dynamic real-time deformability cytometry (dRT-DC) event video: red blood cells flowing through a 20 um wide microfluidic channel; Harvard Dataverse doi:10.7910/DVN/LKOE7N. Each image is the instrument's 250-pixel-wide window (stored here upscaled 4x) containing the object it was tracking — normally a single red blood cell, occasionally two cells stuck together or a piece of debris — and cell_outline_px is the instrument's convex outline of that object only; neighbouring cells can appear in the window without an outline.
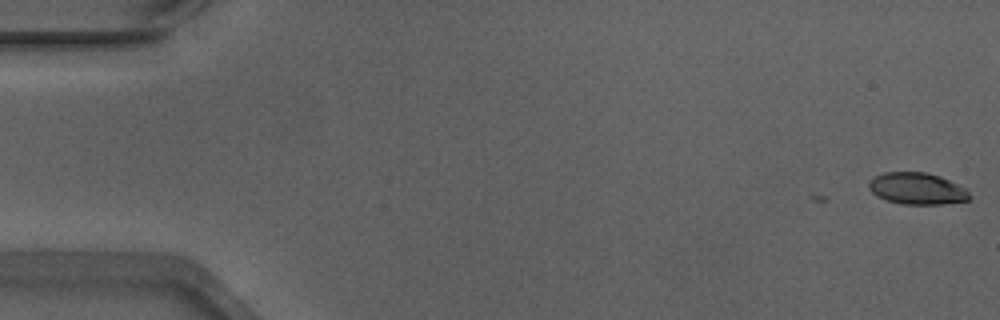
{"species": "Egyptian fruit bat (a non-hibernating species)", "species_latin": "Rousettus aegyptiacus", "temperature_condition": "warm", "stored_images_in_passage": 53, "camera_frame_rate_fps": 3000, "um_per_image_px": 0.085, "animal": {"sex": "male"}, "frame": {"image": 1, "passage_image": 1, "time_ms": 0.0, "image_size_px": [1000, 320], "cell_outline_px": [[968, 200], [936, 204], [912, 204], [888, 200], [880, 196], [872, 188], [872, 180], [888, 172], [920, 172], [936, 176], [952, 184], [964, 192], [968, 196]], "centroid_in_image_um": [77.92, 16.04], "position_along_channel_um": 7.1, "area_um2": 16.7}}
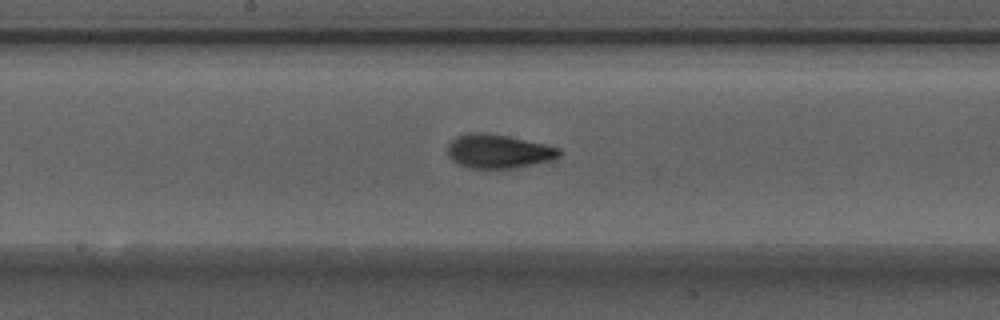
{"frame": {"image": 2, "passage_image": 28, "time_ms": 9.0, "image_size_px": [1000, 320], "cell_outline_px": [[560, 152], [556, 156], [540, 160], [520, 164], [496, 168], [464, 164], [456, 160], [452, 156], [452, 144], [456, 140], [464, 136], [500, 136], [556, 148]], "centroid_in_image_um": [42.39, 12.87], "position_along_channel_um": 205.8, "area_um2": 17.98}}
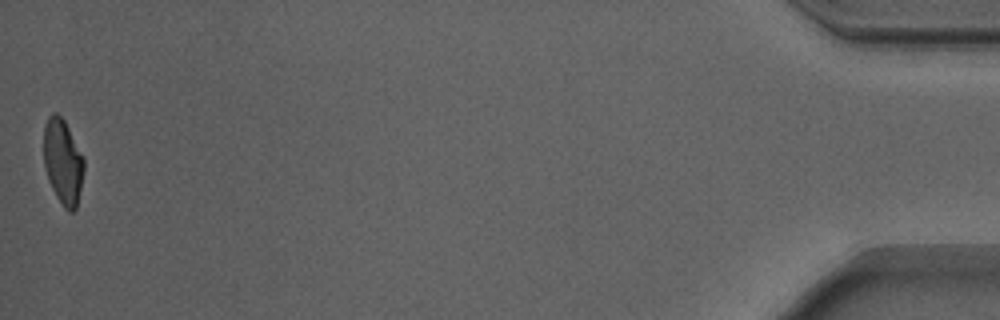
{"frame": {"image": 3, "passage_image": 53, "time_ms": 17.333, "image_size_px": [1000, 320], "cell_outline_px": [[84, 168], [76, 208], [72, 212], [60, 200], [48, 176], [44, 164], [44, 128], [48, 120], [52, 116], [60, 116], [64, 120], [84, 160]], "centroid_in_image_um": [5.36, 13.73], "position_along_channel_um": 429.8, "area_um2": 18.67}, "authors_computed_cell_mechanics": {"area_um2": 18.0914, "velocity_mm_per_s": 3.8898, "shape_relaxation_time_tau1_ms": null, "shape_relaxation_time_tau2_ms": 1.8085, "deformation_change_tau1": null, "deformation_change_tau2": 0.0644}}